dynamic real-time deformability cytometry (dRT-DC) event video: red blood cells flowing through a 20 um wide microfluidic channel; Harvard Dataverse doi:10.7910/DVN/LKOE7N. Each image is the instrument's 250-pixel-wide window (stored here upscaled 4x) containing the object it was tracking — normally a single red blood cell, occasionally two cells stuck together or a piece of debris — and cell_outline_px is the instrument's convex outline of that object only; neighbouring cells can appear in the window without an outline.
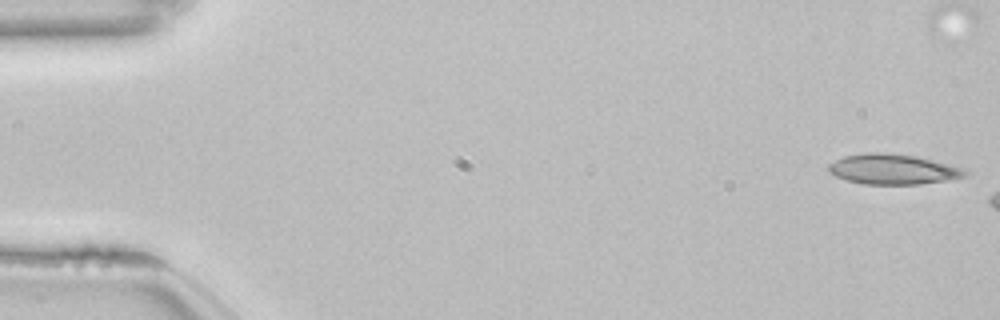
{"species": "common noctule bat (a hibernating species)", "species_latin": "Nyctalus noctula", "temperature_condition": "room temperature", "stored_images_in_passage": 7, "camera_frame_rate_fps": 3000, "um_per_image_px": 0.085, "animal": {"sex": "female", "body_mass_g": 22.7, "forearm_length_mm": 54.2}, "frame": {"image": 1, "passage_image": 1, "time_ms": 0.0, "image_size_px": [1000, 320], "cell_outline_px": [[968, 172], [964, 176], [944, 180], [920, 184], [864, 184], [848, 180], [836, 176], [828, 172], [828, 164], [844, 156], [864, 152], [884, 152], [916, 156], [968, 168]], "centroid_in_image_um": [75.91, 14.37], "position_along_channel_um": 9.1, "area_um2": 24.1}}